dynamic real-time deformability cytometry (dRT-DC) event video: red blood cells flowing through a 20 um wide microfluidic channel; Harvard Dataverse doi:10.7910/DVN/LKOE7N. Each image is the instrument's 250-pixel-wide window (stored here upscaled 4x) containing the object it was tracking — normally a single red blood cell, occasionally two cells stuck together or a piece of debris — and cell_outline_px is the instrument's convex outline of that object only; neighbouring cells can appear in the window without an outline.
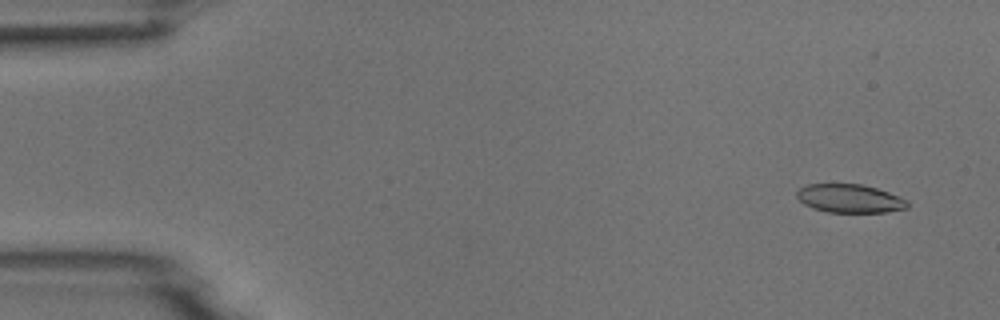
{"species": "common noctule bat (a hibernating species)", "species_latin": "Nyctalus noctula", "temperature_condition": "room temperature", "stored_images_in_passage": 4, "camera_frame_rate_fps": 3000, "um_per_image_px": 0.085, "animal": {"sex": "male", "body_mass_g": 18.8}, "frame": {"image": 1, "passage_image": 1, "time_ms": 0.0, "image_size_px": [1000, 320], "cell_outline_px": [[908, 208], [884, 212], [828, 212], [812, 208], [804, 204], [796, 196], [796, 192], [800, 188], [808, 184], [860, 184], [876, 188], [888, 192], [908, 200]], "centroid_in_image_um": [72.22, 16.87], "position_along_channel_um": 12.8, "area_um2": 18.26}}
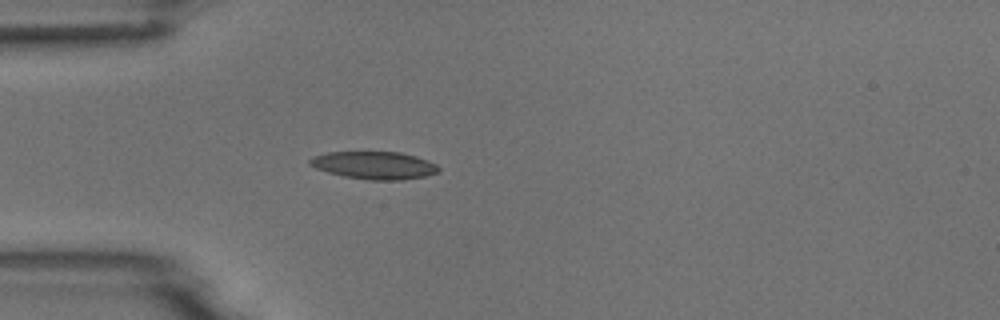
{"frame": {"image": 2, "passage_image": 4, "time_ms": 4.0, "image_size_px": [1000, 320], "cell_outline_px": [[440, 172], [424, 176], [400, 180], [368, 180], [344, 176], [328, 172], [316, 168], [308, 164], [308, 160], [312, 156], [328, 152], [400, 152], [416, 156], [428, 160], [436, 164], [440, 168]], "centroid_in_image_um": [31.81, 14.05], "position_along_channel_um": 53.2, "area_um2": 20.81}}